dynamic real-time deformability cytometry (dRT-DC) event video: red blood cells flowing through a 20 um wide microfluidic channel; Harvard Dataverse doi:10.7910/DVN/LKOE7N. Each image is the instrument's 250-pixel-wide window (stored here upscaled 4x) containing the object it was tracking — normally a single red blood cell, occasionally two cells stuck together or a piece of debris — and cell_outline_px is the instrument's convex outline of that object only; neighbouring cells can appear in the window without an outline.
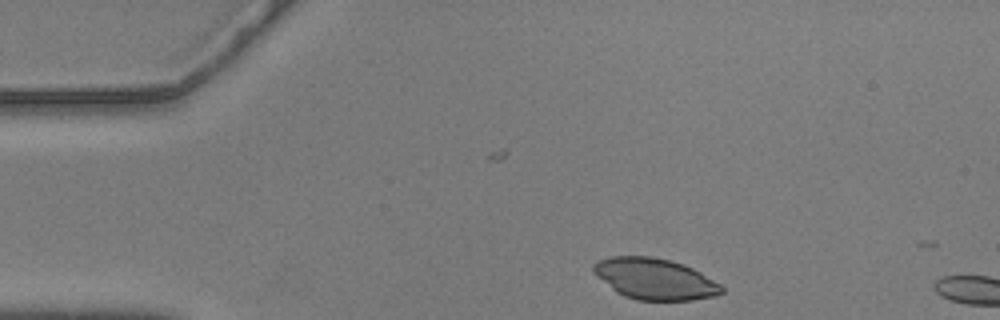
{"species": "common noctule bat (a hibernating species)", "species_latin": "Nyctalus noctula", "temperature_condition": "warm", "stored_images_in_passage": 4, "camera_frame_rate_fps": 3000, "um_per_image_px": 0.085, "animal": {"sex": "male", "body_mass_g": 20.5, "forearm_length_mm": 52.5}, "frame": {"image": 1, "passage_image": 1, "time_ms": 0.0, "image_size_px": [1000, 320], "cell_outline_px": [[724, 292], [716, 296], [692, 300], [636, 300], [624, 296], [616, 292], [592, 272], [592, 264], [596, 260], [612, 256], [652, 256], [668, 260], [692, 268], [700, 272], [720, 284], [724, 288]], "centroid_in_image_um": [55.63, 23.71], "position_along_channel_um": 29.4, "area_um2": 30.75}}